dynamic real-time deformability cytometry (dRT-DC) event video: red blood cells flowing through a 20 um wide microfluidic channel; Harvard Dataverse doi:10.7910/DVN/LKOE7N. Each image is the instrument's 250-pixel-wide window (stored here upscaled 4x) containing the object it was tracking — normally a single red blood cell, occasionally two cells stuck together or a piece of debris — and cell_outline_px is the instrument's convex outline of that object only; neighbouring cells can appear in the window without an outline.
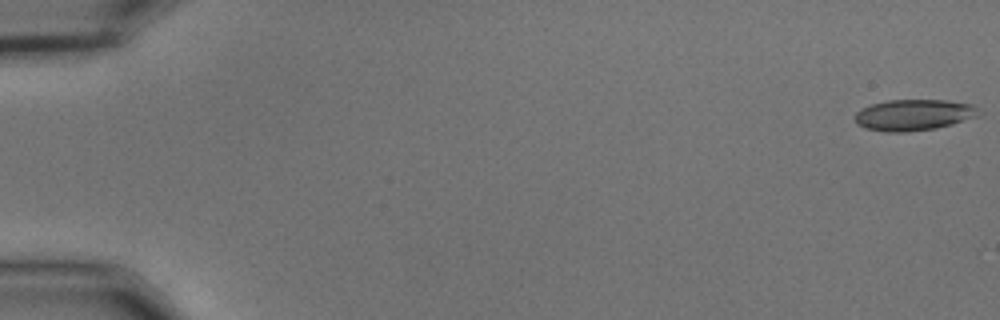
{"species": "common noctule bat (a hibernating species)", "species_latin": "Nyctalus noctula", "temperature_condition": "cold", "stored_images_in_passage": 56, "camera_frame_rate_fps": 3000, "um_per_image_px": 0.085, "animal": {"sex": "male", "body_mass_g": 15.6}, "frame": {"image": 1, "passage_image": 1, "time_ms": 0.0, "image_size_px": [1000, 320], "cell_outline_px": [[984, 112], [980, 116], [952, 124], [936, 128], [904, 132], [888, 132], [868, 128], [856, 124], [856, 112], [872, 104], [888, 100], [944, 100], [972, 104]], "centroid_in_image_um": [77.75, 9.76], "position_along_channel_um": 7.3, "area_um2": 22.43}}
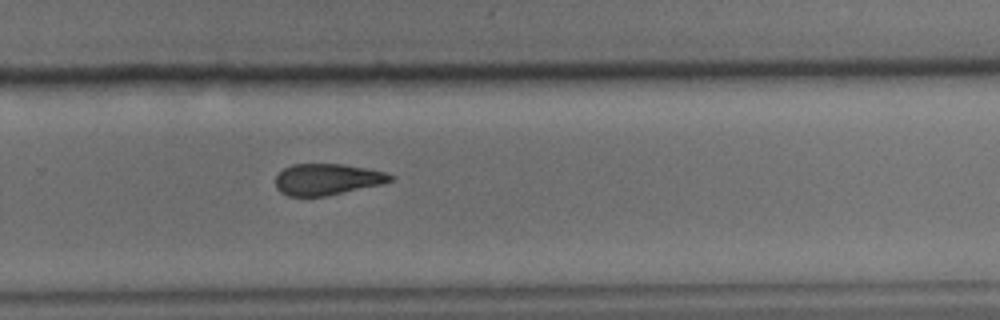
{"frame": {"image": 2, "passage_image": 38, "time_ms": 12.333, "image_size_px": [1000, 320], "cell_outline_px": [[396, 176], [392, 180], [384, 184], [324, 196], [288, 196], [280, 192], [276, 188], [276, 176], [284, 168], [292, 164], [344, 164], [384, 172]], "centroid_in_image_um": [27.81, 15.24], "position_along_channel_um": 302.0, "area_um2": 20.92}}
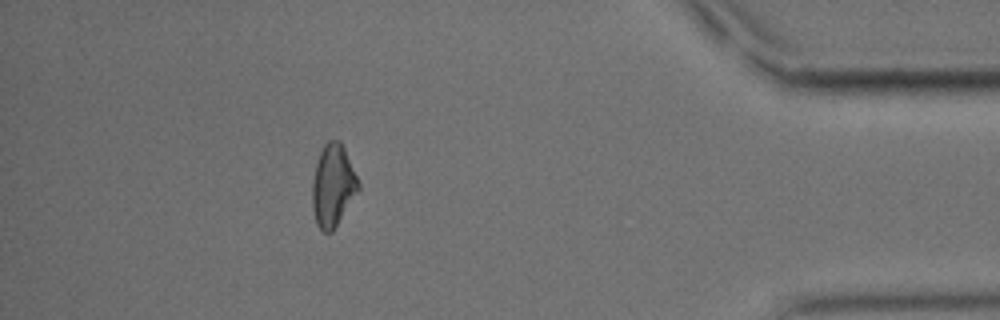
{"frame": {"image": 3, "passage_image": 50, "time_ms": 16.333, "image_size_px": [1000, 320], "cell_outline_px": [[360, 188], [332, 232], [324, 232], [316, 224], [312, 208], [312, 180], [316, 160], [324, 144], [328, 140], [340, 140], [344, 148], [360, 184]], "centroid_in_image_um": [28.28, 15.76], "position_along_channel_um": 406.9, "area_um2": 22.02}, "authors_computed_cell_mechanics": {"area_um2": 22.3108, "velocity_mm_per_s": 3.6662, "shape_relaxation_time_tau1_ms": 7.7837, "shape_relaxation_time_tau2_ms": 5.3821, "deformation_change_tau1": 0.1447, "deformation_change_tau2": 0.1244}}